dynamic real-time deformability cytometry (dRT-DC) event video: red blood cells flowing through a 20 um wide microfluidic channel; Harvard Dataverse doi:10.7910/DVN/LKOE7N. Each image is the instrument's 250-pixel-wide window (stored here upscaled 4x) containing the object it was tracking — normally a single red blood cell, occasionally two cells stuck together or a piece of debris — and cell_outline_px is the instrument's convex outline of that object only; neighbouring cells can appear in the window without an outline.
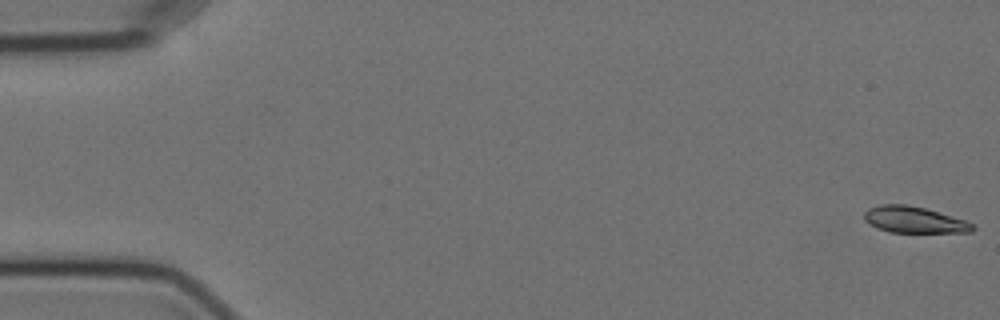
{"species": "Egyptian fruit bat (a non-hibernating species)", "species_latin": "Rousettus aegyptiacus", "temperature_condition": "cold", "stored_images_in_passage": 57, "camera_frame_rate_fps": 3000, "um_per_image_px": 0.085, "animal": {"sex": "female"}, "frame": {"image": 1, "passage_image": 1, "time_ms": 0.0, "image_size_px": [1000, 320], "cell_outline_px": [[976, 228], [972, 232], [888, 232], [876, 228], [868, 224], [864, 220], [864, 212], [868, 208], [880, 204], [904, 204], [924, 208], [964, 220], [972, 224]], "centroid_in_image_um": [77.63, 18.68], "position_along_channel_um": 7.4, "area_um2": 16.59}}
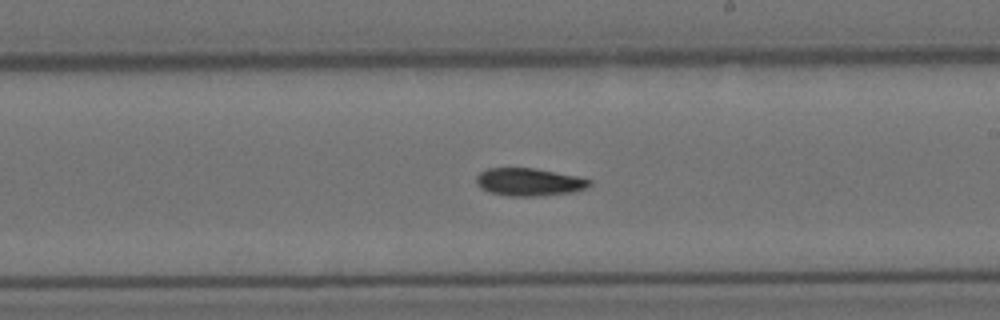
{"frame": {"image": 2, "passage_image": 33, "time_ms": 10.667, "image_size_px": [1000, 320], "cell_outline_px": [[592, 184], [584, 188], [572, 192], [544, 196], [508, 196], [488, 192], [480, 188], [476, 184], [476, 176], [480, 172], [488, 168], [536, 168], [576, 176], [592, 180]], "centroid_in_image_um": [44.94, 15.47], "position_along_channel_um": 244.1, "area_um2": 18.44}}
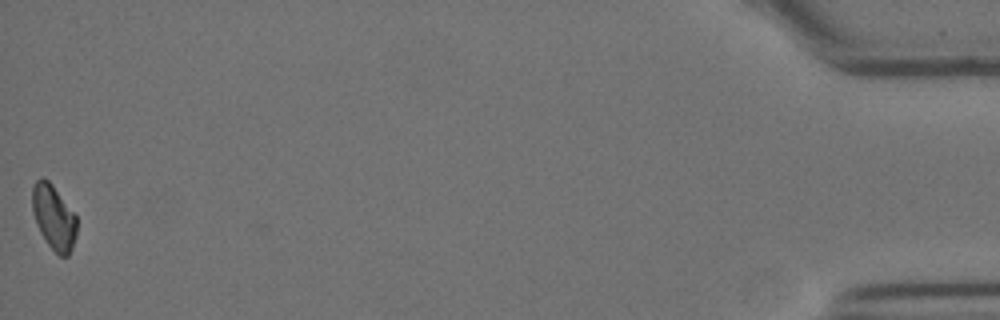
{"frame": {"image": 3, "passage_image": 57, "time_ms": 18.667, "image_size_px": [1000, 320], "cell_outline_px": [[76, 236], [72, 248], [68, 256], [60, 256], [48, 244], [40, 232], [32, 212], [32, 188], [36, 180], [40, 176], [44, 176], [52, 184], [76, 216]], "centroid_in_image_um": [4.55, 18.44], "position_along_channel_um": 430.7, "area_um2": 16.7}}